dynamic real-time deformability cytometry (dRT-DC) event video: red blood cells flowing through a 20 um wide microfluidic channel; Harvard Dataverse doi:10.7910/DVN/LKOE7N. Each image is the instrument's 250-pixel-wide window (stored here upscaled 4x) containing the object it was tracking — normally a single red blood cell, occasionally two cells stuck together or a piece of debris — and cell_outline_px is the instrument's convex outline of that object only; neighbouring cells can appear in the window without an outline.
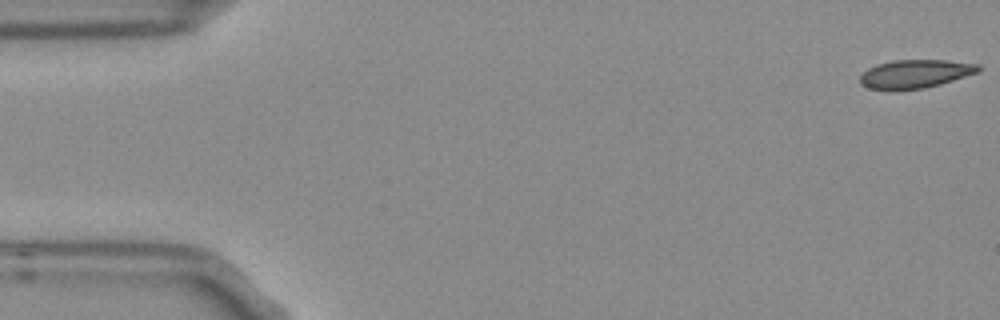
{"species": "Egyptian fruit bat (a non-hibernating species)", "species_latin": "Rousettus aegyptiacus", "temperature_condition": "room temperature", "stored_images_in_passage": 5, "camera_frame_rate_fps": 3000, "um_per_image_px": 0.085, "frame": {"image": 1, "passage_image": 1, "time_ms": 0.0, "image_size_px": [1000, 320], "cell_outline_px": [[980, 72], [940, 84], [924, 88], [896, 92], [868, 88], [860, 84], [860, 76], [868, 68], [876, 64], [892, 60], [944, 60], [980, 64]], "centroid_in_image_um": [77.76, 6.3], "position_along_channel_um": 7.2, "area_um2": 20.06}}
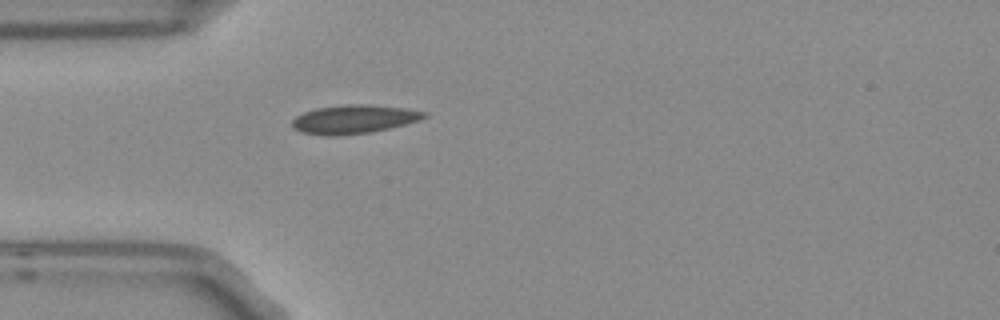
{"frame": {"image": 2, "passage_image": 5, "time_ms": 1.333, "image_size_px": [1000, 320], "cell_outline_px": [[428, 116], [420, 120], [372, 132], [336, 136], [324, 136], [304, 132], [292, 128], [292, 120], [296, 116], [304, 112], [316, 108], [344, 104], [368, 104], [408, 108], [428, 112]], "centroid_in_image_um": [30.1, 10.12], "position_along_channel_um": 54.9, "area_um2": 22.25}}